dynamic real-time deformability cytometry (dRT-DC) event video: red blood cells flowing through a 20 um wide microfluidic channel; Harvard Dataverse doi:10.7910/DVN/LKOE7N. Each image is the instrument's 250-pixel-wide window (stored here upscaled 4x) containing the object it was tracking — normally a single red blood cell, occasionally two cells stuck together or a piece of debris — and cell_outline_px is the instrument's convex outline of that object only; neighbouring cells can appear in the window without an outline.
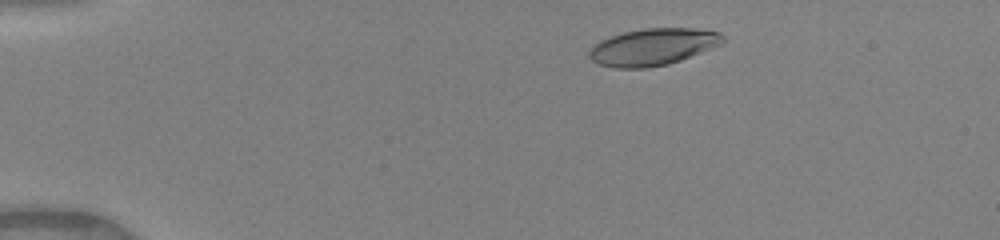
{"species": "human", "species_latin": "Homo sapiens", "temperature_condition": "warm", "stored_images_in_passage": 46, "camera_frame_rate_fps": 3000, "um_per_image_px": 0.085, "donor": {"sex": "female"}, "frame": {"image": 1, "passage_image": 6, "time_ms": 1.667, "image_size_px": [1000, 240], "cell_outline_px": [[724, 44], [680, 60], [668, 64], [648, 68], [616, 68], [600, 64], [592, 60], [588, 56], [588, 52], [600, 40], [624, 32], [644, 28], [696, 28], [720, 32], [724, 36]], "centroid_in_image_um": [55.54, 3.98], "position_along_channel_um": 29.5, "area_um2": 28.78}}
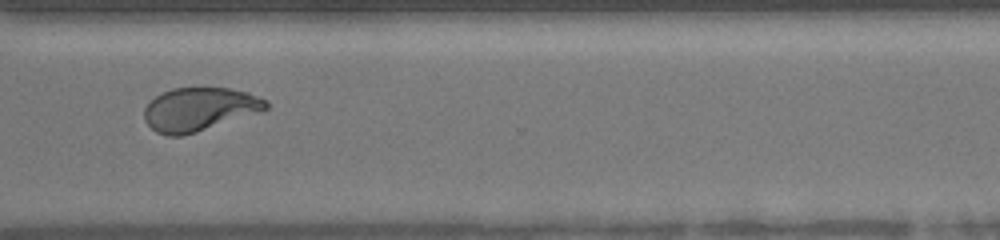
{"frame": {"image": 2, "passage_image": 35, "time_ms": 11.333, "image_size_px": [1000, 240], "cell_outline_px": [[268, 108], [264, 112], [196, 132], [180, 136], [168, 136], [156, 132], [144, 120], [144, 108], [156, 96], [172, 88], [228, 88], [248, 92], [268, 100]], "centroid_in_image_um": [17.0, 9.29], "position_along_channel_um": 353.6, "area_um2": 30.98}}
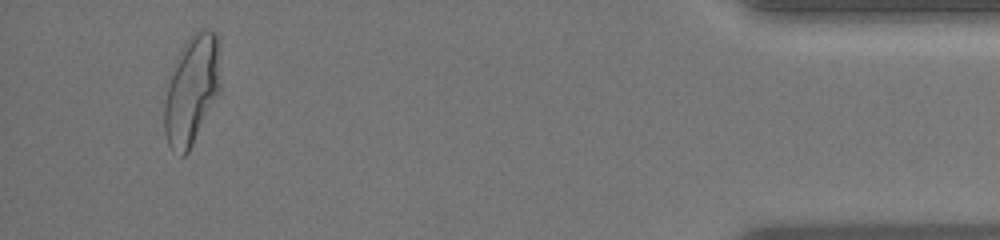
{"frame": {"image": 3, "passage_image": 44, "time_ms": 14.333, "image_size_px": [1000, 240], "cell_outline_px": [[220, 88], [188, 152], [184, 156], [180, 156], [168, 144], [164, 132], [164, 104], [168, 72], [180, 48], [192, 32], [204, 28], [212, 28], [216, 32], [220, 84]], "centroid_in_image_um": [16.24, 7.57], "position_along_channel_um": 419.0, "area_um2": 35.72}, "authors_computed_cell_mechanics": {"area_um2": 30.923, "velocity_mm_per_s": 4.1476, "shape_relaxation_time_tau1_ms": 4.4432, "shape_relaxation_time_tau2_ms": 0.8068, "deformation_change_tau1": 0.1976, "deformation_change_tau2": 0.0691}}